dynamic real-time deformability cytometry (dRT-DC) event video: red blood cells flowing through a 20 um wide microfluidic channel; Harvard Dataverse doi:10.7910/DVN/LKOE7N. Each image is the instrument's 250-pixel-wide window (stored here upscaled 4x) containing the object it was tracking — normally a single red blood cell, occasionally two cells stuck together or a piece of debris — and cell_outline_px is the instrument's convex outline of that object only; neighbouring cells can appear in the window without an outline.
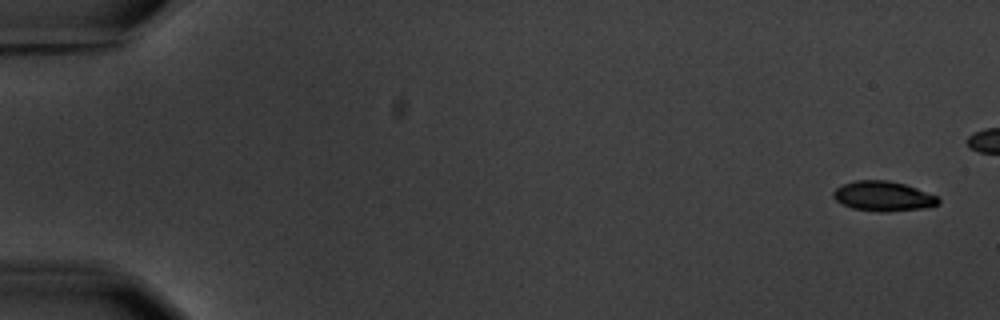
{"species": "common noctule bat (a hibernating species)", "species_latin": "Nyctalus noctula", "temperature_condition": "warm", "stored_images_in_passage": 13, "camera_frame_rate_fps": 3000, "um_per_image_px": 0.085, "animal": {"sex": "male", "body_mass_g": 20.1, "forearm_length_mm": 53.5}, "frame": {"image": 1, "passage_image": 1, "time_ms": 0.0, "image_size_px": [1000, 320], "cell_outline_px": [[940, 204], [924, 208], [884, 212], [876, 212], [852, 208], [836, 200], [832, 196], [832, 192], [836, 188], [844, 184], [856, 180], [888, 180], [904, 184], [916, 188], [936, 196], [940, 200]], "centroid_in_image_um": [75.06, 16.68], "position_along_channel_um": 9.9, "area_um2": 18.21}}